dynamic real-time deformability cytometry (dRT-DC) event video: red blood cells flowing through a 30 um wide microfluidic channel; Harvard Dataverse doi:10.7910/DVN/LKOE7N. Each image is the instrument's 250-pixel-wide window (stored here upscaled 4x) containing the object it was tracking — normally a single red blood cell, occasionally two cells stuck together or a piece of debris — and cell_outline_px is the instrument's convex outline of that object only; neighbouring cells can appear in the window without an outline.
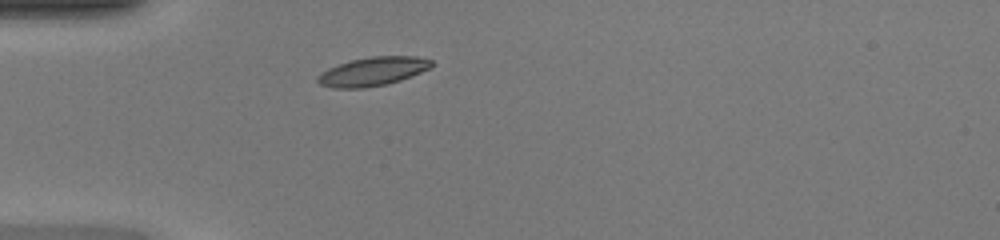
{"species": "common noctule bat (a hibernating species)", "species_latin": "Nyctalus noctula", "temperature_condition": "warm", "stored_images_in_passage": 35, "camera_frame_rate_fps": 3000, "um_per_image_px": 0.085, "animal": {"sex": "female", "body_mass_g": 20.0, "forearm_length_mm": 54.0}, "frame": {"image": 1, "passage_image": 1, "time_ms": 0.0, "image_size_px": [1000, 240], "cell_outline_px": [[436, 64], [432, 68], [400, 80], [388, 84], [364, 88], [332, 88], [320, 84], [316, 80], [316, 76], [320, 72], [328, 68], [352, 60], [372, 56], [416, 56], [432, 60]], "centroid_in_image_um": [31.71, 6.07], "position_along_channel_um": 53.3, "area_um2": 19.25}}
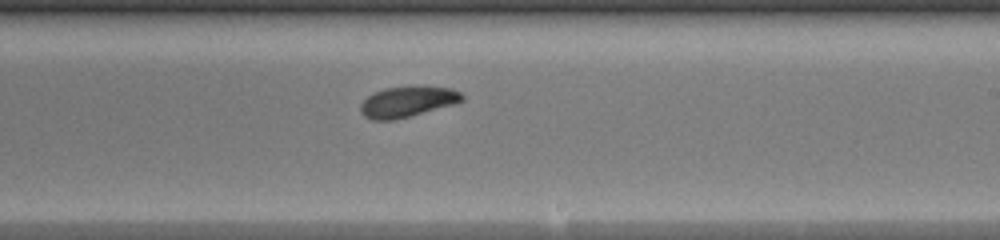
{"frame": {"image": 2, "passage_image": 16, "time_ms": 5.0, "image_size_px": [1000, 240], "cell_outline_px": [[464, 100], [456, 104], [392, 120], [372, 120], [364, 116], [360, 112], [360, 104], [372, 92], [384, 88], [420, 84], [424, 84], [452, 88], [460, 92], [464, 96]], "centroid_in_image_um": [34.66, 8.6], "position_along_channel_um": 254.3, "area_um2": 18.73}}
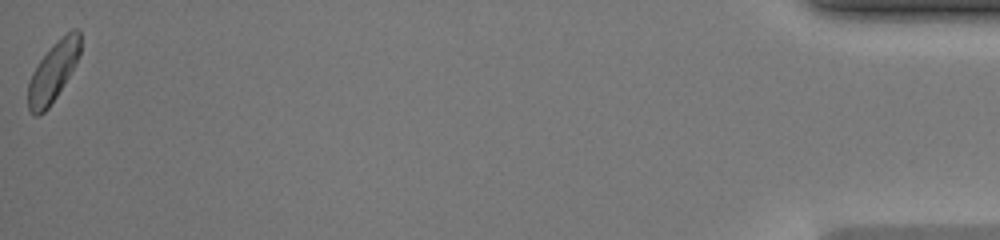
{"frame": {"image": 3, "passage_image": 35, "time_ms": 11.333, "image_size_px": [1000, 240], "cell_outline_px": [[80, 52], [76, 64], [56, 96], [48, 108], [40, 116], [36, 116], [28, 108], [28, 84], [32, 72], [40, 60], [72, 28], [80, 28]], "centroid_in_image_um": [4.52, 6.13], "position_along_channel_um": 430.7, "area_um2": 17.57}, "authors_computed_cell_mechanics": {"area_um2": 18.0914, "velocity_mm_per_s": 4.2718, "shape_relaxation_time_tau1_ms": 2.3368, "shape_relaxation_time_tau2_ms": 8.7662, "deformation_change_tau1": 0.1369, "deformation_change_tau2": 0.1565}}